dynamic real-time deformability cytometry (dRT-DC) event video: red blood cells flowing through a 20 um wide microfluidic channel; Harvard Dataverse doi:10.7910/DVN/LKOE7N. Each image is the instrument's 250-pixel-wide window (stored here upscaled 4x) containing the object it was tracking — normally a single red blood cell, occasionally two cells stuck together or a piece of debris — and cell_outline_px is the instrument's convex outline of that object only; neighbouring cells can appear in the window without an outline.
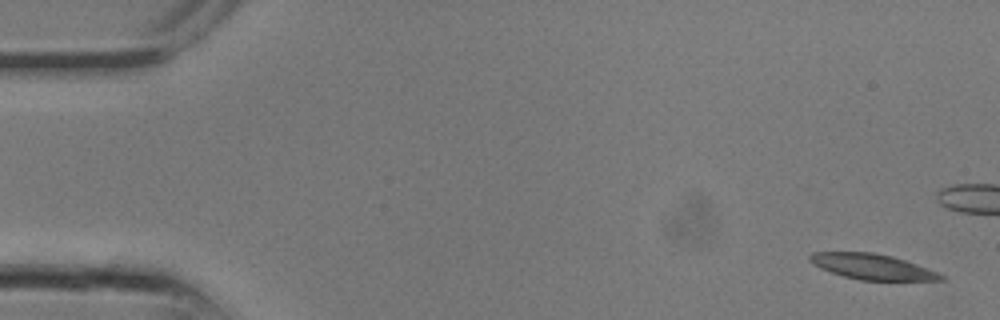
{"species": "common noctule bat (a hibernating species)", "species_latin": "Nyctalus noctula", "temperature_condition": "room temperature", "stored_images_in_passage": 12, "camera_frame_rate_fps": 3000, "um_per_image_px": 0.085, "animal": {"sex": "male", "body_mass_g": 13.3}, "frame": {"image": 1, "passage_image": 1, "time_ms": 0.0, "image_size_px": [1000, 320], "cell_outline_px": [[944, 280], [860, 280], [844, 276], [820, 268], [812, 264], [808, 260], [808, 256], [812, 252], [872, 252], [892, 256], [916, 264], [936, 272], [944, 276]], "centroid_in_image_um": [74.08, 22.66], "position_along_channel_um": 10.9, "area_um2": 19.25}}
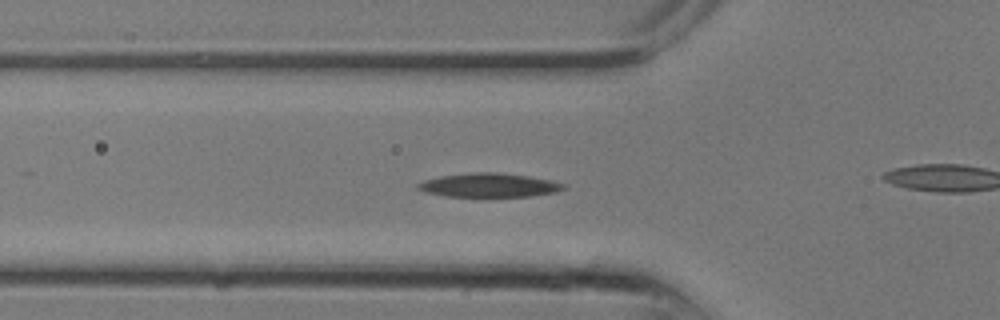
{"frame": {"image": 2, "passage_image": 9, "time_ms": 2.667, "image_size_px": [1000, 320], "cell_outline_px": [[568, 188], [556, 192], [532, 196], [444, 196], [428, 192], [416, 188], [416, 184], [424, 180], [440, 176], [472, 172], [496, 172], [528, 176], [552, 180], [564, 184]], "centroid_in_image_um": [41.6, 15.73], "position_along_channel_um": 84.2, "area_um2": 20.23}}